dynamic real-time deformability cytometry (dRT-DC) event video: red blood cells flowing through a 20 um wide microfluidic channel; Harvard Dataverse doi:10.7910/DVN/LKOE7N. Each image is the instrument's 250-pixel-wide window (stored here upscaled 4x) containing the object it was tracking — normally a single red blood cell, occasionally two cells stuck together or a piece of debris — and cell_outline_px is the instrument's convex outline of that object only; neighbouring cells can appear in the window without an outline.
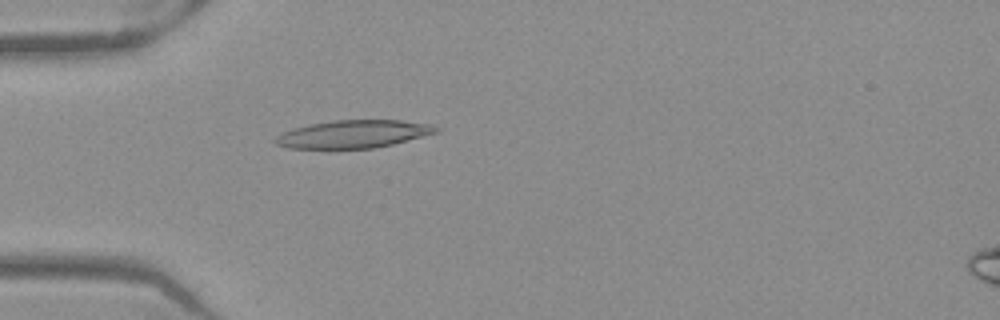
{"species": "Egyptian fruit bat (a non-hibernating species)", "species_latin": "Rousettus aegyptiacus", "temperature_condition": "warm", "stored_images_in_passage": 51, "camera_frame_rate_fps": 3000, "um_per_image_px": 0.085, "frame": {"image": 1, "passage_image": 15, "time_ms": 4.667, "image_size_px": [1000, 320], "cell_outline_px": [[440, 128], [436, 132], [392, 144], [376, 148], [288, 148], [276, 144], [272, 140], [276, 136], [284, 132], [308, 124], [336, 120], [400, 120], [432, 124]], "centroid_in_image_um": [30.02, 11.39], "position_along_channel_um": 55.0, "area_um2": 25.78}}
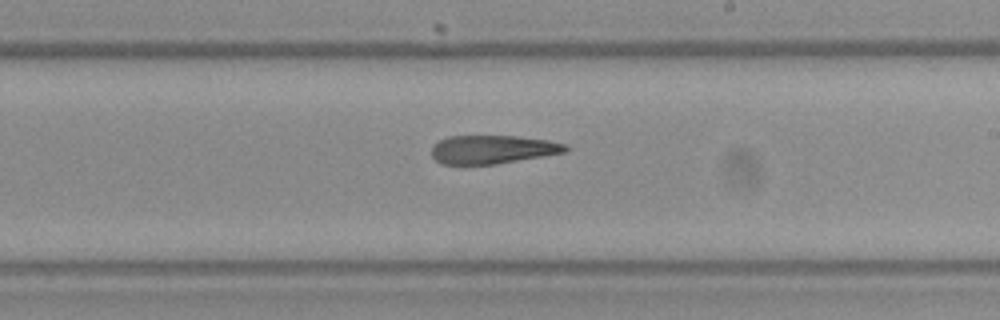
{"frame": {"image": 2, "passage_image": 30, "time_ms": 9.667, "image_size_px": [1000, 320], "cell_outline_px": [[568, 152], [496, 164], [440, 164], [432, 156], [432, 144], [448, 136], [516, 136], [548, 140], [568, 144]], "centroid_in_image_um": [41.89, 12.7], "position_along_channel_um": 247.1, "area_um2": 22.37}}
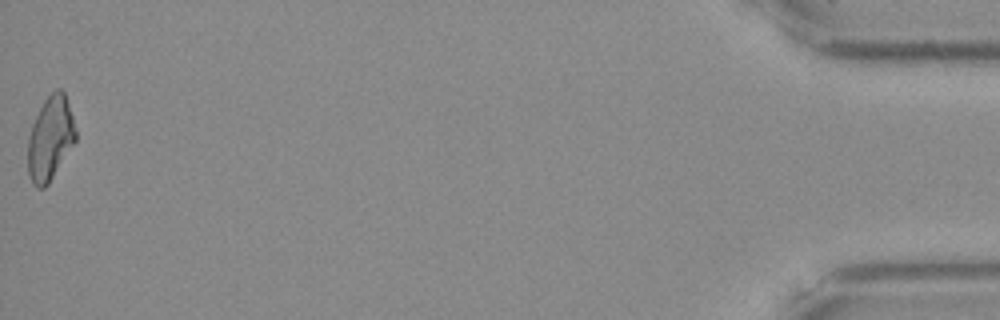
{"frame": {"image": 3, "passage_image": 51, "time_ms": 16.667, "image_size_px": [1000, 320], "cell_outline_px": [[76, 140], [48, 184], [44, 188], [36, 188], [32, 184], [28, 176], [28, 136], [32, 124], [44, 100], [56, 88], [60, 88], [64, 92], [72, 116], [76, 132]], "centroid_in_image_um": [4.25, 11.78], "position_along_channel_um": 430.9, "area_um2": 23.24}, "authors_computed_cell_mechanics": {"area_um2": 23.7558, "velocity_mm_per_s": 3.989, "shape_relaxation_time_tau1_ms": null, "shape_relaxation_time_tau2_ms": 5.026, "deformation_change_tau1": null, "deformation_change_tau2": 0.1873}}